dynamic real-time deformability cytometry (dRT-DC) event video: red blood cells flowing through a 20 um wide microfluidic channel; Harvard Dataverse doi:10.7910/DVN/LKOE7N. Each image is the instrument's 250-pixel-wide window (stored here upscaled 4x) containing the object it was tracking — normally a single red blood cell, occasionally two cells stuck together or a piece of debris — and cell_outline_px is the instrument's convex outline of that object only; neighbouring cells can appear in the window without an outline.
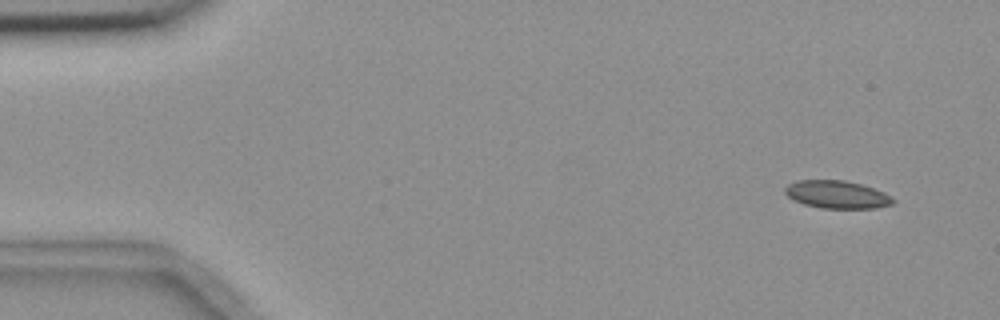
{"species": "common noctule bat (a hibernating species)", "species_latin": "Nyctalus noctula", "temperature_condition": "room temperature", "stored_images_in_passage": 4, "camera_frame_rate_fps": 3000, "um_per_image_px": 0.085, "animal": {"sex": "female", "body_mass_g": 18.4}, "frame": {"image": 1, "passage_image": 2, "time_ms": 1.0, "image_size_px": [1000, 320], "cell_outline_px": [[896, 200], [892, 204], [876, 208], [820, 208], [804, 204], [792, 200], [784, 192], [784, 188], [788, 184], [800, 180], [844, 180], [860, 184], [884, 192]], "centroid_in_image_um": [71.12, 16.54], "position_along_channel_um": 13.9, "area_um2": 17.46}}
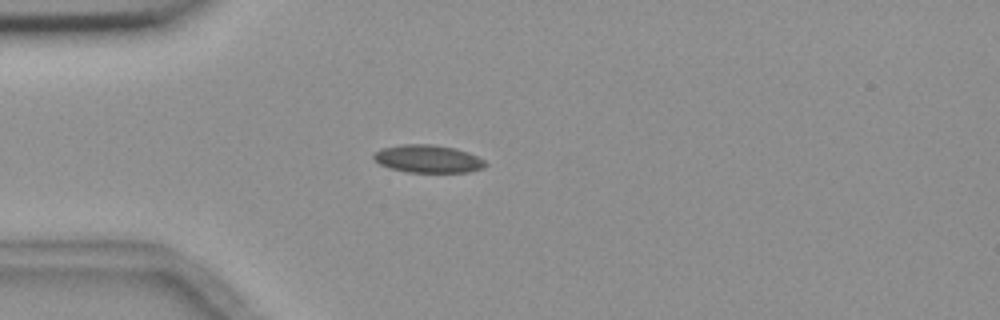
{"frame": {"image": 2, "passage_image": 4, "time_ms": 4.667, "image_size_px": [1000, 320], "cell_outline_px": [[488, 164], [484, 168], [468, 172], [408, 172], [388, 168], [380, 164], [372, 156], [380, 148], [404, 144], [432, 144], [456, 148], [468, 152], [484, 160]], "centroid_in_image_um": [36.39, 13.5], "position_along_channel_um": 48.6, "area_um2": 18.15}}